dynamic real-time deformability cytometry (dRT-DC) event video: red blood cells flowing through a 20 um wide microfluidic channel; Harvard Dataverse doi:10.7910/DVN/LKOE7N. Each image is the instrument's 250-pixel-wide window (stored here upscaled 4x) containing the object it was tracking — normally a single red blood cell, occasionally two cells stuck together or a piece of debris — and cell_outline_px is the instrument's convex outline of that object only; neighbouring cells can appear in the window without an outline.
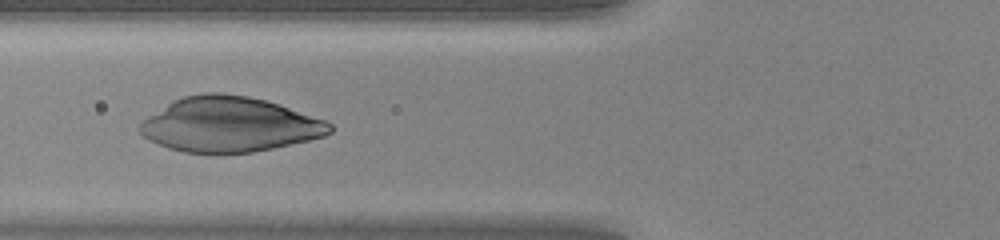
{"species": "human", "species_latin": "Homo sapiens", "temperature_condition": "warm", "stored_images_in_passage": 29, "camera_frame_rate_fps": 3000, "um_per_image_px": 0.085, "donor": {"sex": "female"}, "frame": {"image": 1, "passage_image": 7, "time_ms": 2.0, "image_size_px": [1000, 240], "cell_outline_px": [[332, 132], [324, 136], [308, 140], [272, 148], [252, 152], [184, 152], [168, 148], [148, 140], [140, 132], [140, 124], [148, 116], [172, 100], [184, 96], [204, 92], [220, 92], [248, 96], [264, 100], [324, 120], [332, 124]], "centroid_in_image_um": [19.46, 10.57], "position_along_channel_um": 106.3, "area_um2": 60.05}}
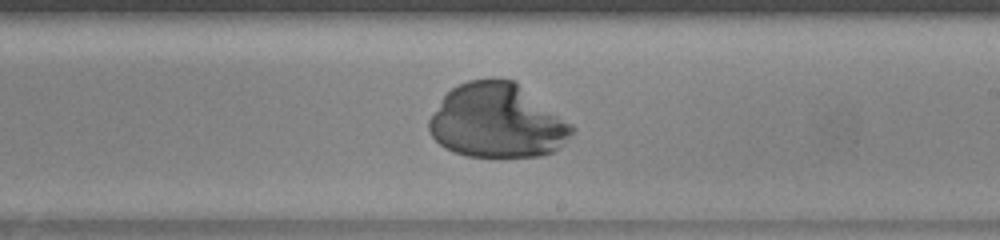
{"frame": {"image": 2, "passage_image": 17, "time_ms": 5.333, "image_size_px": [1000, 240], "cell_outline_px": [[576, 128], [552, 152], [540, 156], [468, 156], [452, 152], [444, 148], [432, 136], [428, 128], [428, 120], [444, 96], [452, 88], [468, 80], [488, 76], [496, 76], [516, 80], [572, 124]], "centroid_in_image_um": [42.24, 10.23], "position_along_channel_um": 246.8, "area_um2": 62.02}}
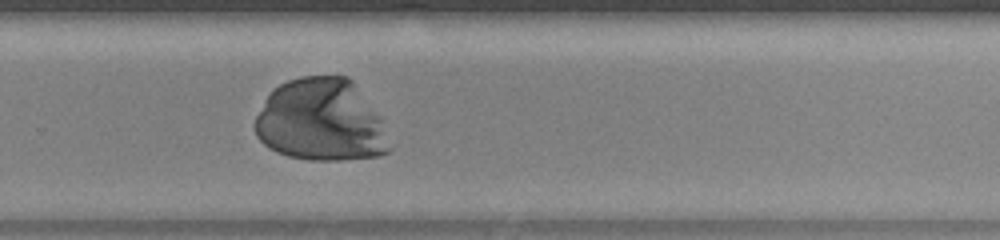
{"frame": {"image": 3, "passage_image": 21, "time_ms": 6.667, "image_size_px": [1000, 240], "cell_outline_px": [[392, 148], [388, 152], [380, 156], [340, 160], [308, 160], [288, 156], [276, 152], [268, 148], [256, 136], [252, 124], [256, 116], [268, 96], [280, 84], [288, 80], [300, 76], [348, 76], [352, 80], [380, 116]], "centroid_in_image_um": [27.29, 10.26], "position_along_channel_um": 302.5, "area_um2": 64.97}}